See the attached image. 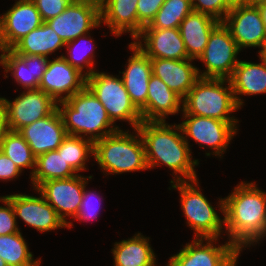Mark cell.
<instances>
[{
  "instance_id": "obj_1",
  "label": "cell",
  "mask_w": 266,
  "mask_h": 266,
  "mask_svg": "<svg viewBox=\"0 0 266 266\" xmlns=\"http://www.w3.org/2000/svg\"><path fill=\"white\" fill-rule=\"evenodd\" d=\"M219 201L229 242L239 251L266 236V192L241 182Z\"/></svg>"
},
{
  "instance_id": "obj_2",
  "label": "cell",
  "mask_w": 266,
  "mask_h": 266,
  "mask_svg": "<svg viewBox=\"0 0 266 266\" xmlns=\"http://www.w3.org/2000/svg\"><path fill=\"white\" fill-rule=\"evenodd\" d=\"M137 130L144 142L149 169L164 164L171 168L175 175L178 173L182 176L181 178L179 175L174 181L197 179L194 166L199 162L192 160L188 140L181 134L179 125H168L165 121H142Z\"/></svg>"
},
{
  "instance_id": "obj_3",
  "label": "cell",
  "mask_w": 266,
  "mask_h": 266,
  "mask_svg": "<svg viewBox=\"0 0 266 266\" xmlns=\"http://www.w3.org/2000/svg\"><path fill=\"white\" fill-rule=\"evenodd\" d=\"M57 108L63 119L68 135L87 137L95 142L119 130L114 127L107 111L94 93L85 86L65 101L58 102ZM62 108H61V107Z\"/></svg>"
},
{
  "instance_id": "obj_4",
  "label": "cell",
  "mask_w": 266,
  "mask_h": 266,
  "mask_svg": "<svg viewBox=\"0 0 266 266\" xmlns=\"http://www.w3.org/2000/svg\"><path fill=\"white\" fill-rule=\"evenodd\" d=\"M134 131L135 136L120 129L94 142V158L103 172L120 174L149 169L143 139L137 129Z\"/></svg>"
},
{
  "instance_id": "obj_5",
  "label": "cell",
  "mask_w": 266,
  "mask_h": 266,
  "mask_svg": "<svg viewBox=\"0 0 266 266\" xmlns=\"http://www.w3.org/2000/svg\"><path fill=\"white\" fill-rule=\"evenodd\" d=\"M182 109L183 114L237 121L230 113L240 108L229 79L200 77L183 99Z\"/></svg>"
},
{
  "instance_id": "obj_6",
  "label": "cell",
  "mask_w": 266,
  "mask_h": 266,
  "mask_svg": "<svg viewBox=\"0 0 266 266\" xmlns=\"http://www.w3.org/2000/svg\"><path fill=\"white\" fill-rule=\"evenodd\" d=\"M170 183H173L172 188L180 191L182 210L189 227L195 230V238L218 239L225 220H221L207 198L197 188L198 180L190 182L171 180Z\"/></svg>"
},
{
  "instance_id": "obj_7",
  "label": "cell",
  "mask_w": 266,
  "mask_h": 266,
  "mask_svg": "<svg viewBox=\"0 0 266 266\" xmlns=\"http://www.w3.org/2000/svg\"><path fill=\"white\" fill-rule=\"evenodd\" d=\"M86 86L104 106L111 121H129L137 129L143 121L140 111L131 102L122 78L103 72H93L86 77Z\"/></svg>"
},
{
  "instance_id": "obj_8",
  "label": "cell",
  "mask_w": 266,
  "mask_h": 266,
  "mask_svg": "<svg viewBox=\"0 0 266 266\" xmlns=\"http://www.w3.org/2000/svg\"><path fill=\"white\" fill-rule=\"evenodd\" d=\"M240 51L229 29L220 22L212 30L204 52L197 58L207 69L199 77L229 79L240 61L236 59Z\"/></svg>"
},
{
  "instance_id": "obj_9",
  "label": "cell",
  "mask_w": 266,
  "mask_h": 266,
  "mask_svg": "<svg viewBox=\"0 0 266 266\" xmlns=\"http://www.w3.org/2000/svg\"><path fill=\"white\" fill-rule=\"evenodd\" d=\"M46 23L65 43L75 40L100 26V0H75L61 14Z\"/></svg>"
},
{
  "instance_id": "obj_10",
  "label": "cell",
  "mask_w": 266,
  "mask_h": 266,
  "mask_svg": "<svg viewBox=\"0 0 266 266\" xmlns=\"http://www.w3.org/2000/svg\"><path fill=\"white\" fill-rule=\"evenodd\" d=\"M208 241L203 244V241ZM217 238H195L179 253L171 256L167 266H236L240 251L230 242L214 246Z\"/></svg>"
},
{
  "instance_id": "obj_11",
  "label": "cell",
  "mask_w": 266,
  "mask_h": 266,
  "mask_svg": "<svg viewBox=\"0 0 266 266\" xmlns=\"http://www.w3.org/2000/svg\"><path fill=\"white\" fill-rule=\"evenodd\" d=\"M187 120L179 124L182 134L194 139L202 148L211 147L214 155L220 156L237 133L238 121H221L215 118L184 114Z\"/></svg>"
},
{
  "instance_id": "obj_12",
  "label": "cell",
  "mask_w": 266,
  "mask_h": 266,
  "mask_svg": "<svg viewBox=\"0 0 266 266\" xmlns=\"http://www.w3.org/2000/svg\"><path fill=\"white\" fill-rule=\"evenodd\" d=\"M87 181V178L78 174L68 179L45 181L35 190L55 209L70 229L73 224L67 222L66 216L76 217Z\"/></svg>"
},
{
  "instance_id": "obj_13",
  "label": "cell",
  "mask_w": 266,
  "mask_h": 266,
  "mask_svg": "<svg viewBox=\"0 0 266 266\" xmlns=\"http://www.w3.org/2000/svg\"><path fill=\"white\" fill-rule=\"evenodd\" d=\"M222 22L240 50L246 47L263 48L266 45V31L256 5H234Z\"/></svg>"
},
{
  "instance_id": "obj_14",
  "label": "cell",
  "mask_w": 266,
  "mask_h": 266,
  "mask_svg": "<svg viewBox=\"0 0 266 266\" xmlns=\"http://www.w3.org/2000/svg\"><path fill=\"white\" fill-rule=\"evenodd\" d=\"M8 130L19 131L48 115L56 108L57 103L43 90L27 89L14 101L5 99Z\"/></svg>"
},
{
  "instance_id": "obj_15",
  "label": "cell",
  "mask_w": 266,
  "mask_h": 266,
  "mask_svg": "<svg viewBox=\"0 0 266 266\" xmlns=\"http://www.w3.org/2000/svg\"><path fill=\"white\" fill-rule=\"evenodd\" d=\"M86 86V76L72 67L62 55L49 60L39 81V89L48 94L57 104L65 101ZM67 93L62 97V94Z\"/></svg>"
},
{
  "instance_id": "obj_16",
  "label": "cell",
  "mask_w": 266,
  "mask_h": 266,
  "mask_svg": "<svg viewBox=\"0 0 266 266\" xmlns=\"http://www.w3.org/2000/svg\"><path fill=\"white\" fill-rule=\"evenodd\" d=\"M28 143L35 157L57 150L68 135L58 108L50 115L18 131Z\"/></svg>"
},
{
  "instance_id": "obj_17",
  "label": "cell",
  "mask_w": 266,
  "mask_h": 266,
  "mask_svg": "<svg viewBox=\"0 0 266 266\" xmlns=\"http://www.w3.org/2000/svg\"><path fill=\"white\" fill-rule=\"evenodd\" d=\"M5 197L12 203L15 216H19L37 231L45 232L67 227V224L42 195L34 197L26 194H14Z\"/></svg>"
},
{
  "instance_id": "obj_18",
  "label": "cell",
  "mask_w": 266,
  "mask_h": 266,
  "mask_svg": "<svg viewBox=\"0 0 266 266\" xmlns=\"http://www.w3.org/2000/svg\"><path fill=\"white\" fill-rule=\"evenodd\" d=\"M144 40V46L140 40ZM134 43L149 57L185 60L191 59L185 49L179 28H143Z\"/></svg>"
},
{
  "instance_id": "obj_19",
  "label": "cell",
  "mask_w": 266,
  "mask_h": 266,
  "mask_svg": "<svg viewBox=\"0 0 266 266\" xmlns=\"http://www.w3.org/2000/svg\"><path fill=\"white\" fill-rule=\"evenodd\" d=\"M133 55L128 59V65L122 72V80L131 102L140 111L147 102L148 82L152 75V63L134 42L129 45Z\"/></svg>"
},
{
  "instance_id": "obj_20",
  "label": "cell",
  "mask_w": 266,
  "mask_h": 266,
  "mask_svg": "<svg viewBox=\"0 0 266 266\" xmlns=\"http://www.w3.org/2000/svg\"><path fill=\"white\" fill-rule=\"evenodd\" d=\"M5 44L11 49L20 39L42 25L43 20L32 0H18L1 16Z\"/></svg>"
},
{
  "instance_id": "obj_21",
  "label": "cell",
  "mask_w": 266,
  "mask_h": 266,
  "mask_svg": "<svg viewBox=\"0 0 266 266\" xmlns=\"http://www.w3.org/2000/svg\"><path fill=\"white\" fill-rule=\"evenodd\" d=\"M192 60L194 59L151 58L152 74L159 77L173 92L184 99L200 78V70L190 63Z\"/></svg>"
},
{
  "instance_id": "obj_22",
  "label": "cell",
  "mask_w": 266,
  "mask_h": 266,
  "mask_svg": "<svg viewBox=\"0 0 266 266\" xmlns=\"http://www.w3.org/2000/svg\"><path fill=\"white\" fill-rule=\"evenodd\" d=\"M180 104H183V99L152 74L148 82L147 102L140 114L143 121H165L167 115L180 111Z\"/></svg>"
},
{
  "instance_id": "obj_23",
  "label": "cell",
  "mask_w": 266,
  "mask_h": 266,
  "mask_svg": "<svg viewBox=\"0 0 266 266\" xmlns=\"http://www.w3.org/2000/svg\"><path fill=\"white\" fill-rule=\"evenodd\" d=\"M137 4L138 0H100L101 23L116 37L128 31L135 40L138 36Z\"/></svg>"
},
{
  "instance_id": "obj_24",
  "label": "cell",
  "mask_w": 266,
  "mask_h": 266,
  "mask_svg": "<svg viewBox=\"0 0 266 266\" xmlns=\"http://www.w3.org/2000/svg\"><path fill=\"white\" fill-rule=\"evenodd\" d=\"M48 58L44 56L18 55L9 49L0 63L8 73L14 76L17 83L22 84L24 89H37L44 71L46 70Z\"/></svg>"
},
{
  "instance_id": "obj_25",
  "label": "cell",
  "mask_w": 266,
  "mask_h": 266,
  "mask_svg": "<svg viewBox=\"0 0 266 266\" xmlns=\"http://www.w3.org/2000/svg\"><path fill=\"white\" fill-rule=\"evenodd\" d=\"M220 23L210 15L192 11L181 22L179 30L188 56L197 59L208 43L212 30Z\"/></svg>"
},
{
  "instance_id": "obj_26",
  "label": "cell",
  "mask_w": 266,
  "mask_h": 266,
  "mask_svg": "<svg viewBox=\"0 0 266 266\" xmlns=\"http://www.w3.org/2000/svg\"><path fill=\"white\" fill-rule=\"evenodd\" d=\"M239 61L229 78L234 97L239 108L243 102L237 95H256L266 93V64Z\"/></svg>"
},
{
  "instance_id": "obj_27",
  "label": "cell",
  "mask_w": 266,
  "mask_h": 266,
  "mask_svg": "<svg viewBox=\"0 0 266 266\" xmlns=\"http://www.w3.org/2000/svg\"><path fill=\"white\" fill-rule=\"evenodd\" d=\"M66 43L46 22L20 39L11 50L18 55L44 56L48 58Z\"/></svg>"
},
{
  "instance_id": "obj_28",
  "label": "cell",
  "mask_w": 266,
  "mask_h": 266,
  "mask_svg": "<svg viewBox=\"0 0 266 266\" xmlns=\"http://www.w3.org/2000/svg\"><path fill=\"white\" fill-rule=\"evenodd\" d=\"M114 266H152L156 258L149 244V238L136 234L130 239L115 242Z\"/></svg>"
},
{
  "instance_id": "obj_29",
  "label": "cell",
  "mask_w": 266,
  "mask_h": 266,
  "mask_svg": "<svg viewBox=\"0 0 266 266\" xmlns=\"http://www.w3.org/2000/svg\"><path fill=\"white\" fill-rule=\"evenodd\" d=\"M76 171L68 164L62 151H49L36 157L35 169L31 176L36 189L41 183L51 179H68L76 175Z\"/></svg>"
},
{
  "instance_id": "obj_30",
  "label": "cell",
  "mask_w": 266,
  "mask_h": 266,
  "mask_svg": "<svg viewBox=\"0 0 266 266\" xmlns=\"http://www.w3.org/2000/svg\"><path fill=\"white\" fill-rule=\"evenodd\" d=\"M0 257L7 266H40L41 262L33 259L21 232L0 235Z\"/></svg>"
},
{
  "instance_id": "obj_31",
  "label": "cell",
  "mask_w": 266,
  "mask_h": 266,
  "mask_svg": "<svg viewBox=\"0 0 266 266\" xmlns=\"http://www.w3.org/2000/svg\"><path fill=\"white\" fill-rule=\"evenodd\" d=\"M0 151L8 156L21 171L24 168H31L32 176L35 169L36 157L18 131L7 130L3 134L0 140Z\"/></svg>"
},
{
  "instance_id": "obj_32",
  "label": "cell",
  "mask_w": 266,
  "mask_h": 266,
  "mask_svg": "<svg viewBox=\"0 0 266 266\" xmlns=\"http://www.w3.org/2000/svg\"><path fill=\"white\" fill-rule=\"evenodd\" d=\"M192 11L191 0H165L155 18L143 28H179L181 22Z\"/></svg>"
},
{
  "instance_id": "obj_33",
  "label": "cell",
  "mask_w": 266,
  "mask_h": 266,
  "mask_svg": "<svg viewBox=\"0 0 266 266\" xmlns=\"http://www.w3.org/2000/svg\"><path fill=\"white\" fill-rule=\"evenodd\" d=\"M57 151H62V155L68 164L78 173L87 170L86 160L94 155V142L85 137L67 135Z\"/></svg>"
},
{
  "instance_id": "obj_34",
  "label": "cell",
  "mask_w": 266,
  "mask_h": 266,
  "mask_svg": "<svg viewBox=\"0 0 266 266\" xmlns=\"http://www.w3.org/2000/svg\"><path fill=\"white\" fill-rule=\"evenodd\" d=\"M87 39V40H86ZM82 40V41H80ZM87 41L91 42L92 43V39L91 38H87L86 34L85 35H82V36H79L78 38H76L75 40H72V41H69L66 43V48L68 49V55L67 57L63 56L62 57L72 66V67H75L76 69H78L81 73H83V68L86 66V68L88 67L89 71L87 70V72L84 73V75L87 77L89 75H91L93 72H95V70H93V64H94V61H92V59L94 58V50L95 47H91V49L89 47L87 48H84L83 50H80L82 49L81 48V45L83 43L86 42L87 44ZM81 45H80V43ZM75 45V46H74ZM80 45V47H79ZM89 45V44H88ZM74 46V47H73ZM72 47H73V50H76L74 49L75 47L76 48H79L77 52H79L78 54L74 53V51L72 50ZM87 49V50H86ZM88 51V52H87ZM82 52V53H81ZM84 52V53H83ZM80 55V56H79ZM91 66V68H90Z\"/></svg>"
},
{
  "instance_id": "obj_35",
  "label": "cell",
  "mask_w": 266,
  "mask_h": 266,
  "mask_svg": "<svg viewBox=\"0 0 266 266\" xmlns=\"http://www.w3.org/2000/svg\"><path fill=\"white\" fill-rule=\"evenodd\" d=\"M193 11L212 16L222 22L233 5L229 0H191Z\"/></svg>"
},
{
  "instance_id": "obj_36",
  "label": "cell",
  "mask_w": 266,
  "mask_h": 266,
  "mask_svg": "<svg viewBox=\"0 0 266 266\" xmlns=\"http://www.w3.org/2000/svg\"><path fill=\"white\" fill-rule=\"evenodd\" d=\"M164 2L165 0H138V35L141 33L143 27L149 25L155 18Z\"/></svg>"
},
{
  "instance_id": "obj_37",
  "label": "cell",
  "mask_w": 266,
  "mask_h": 266,
  "mask_svg": "<svg viewBox=\"0 0 266 266\" xmlns=\"http://www.w3.org/2000/svg\"><path fill=\"white\" fill-rule=\"evenodd\" d=\"M5 206H0V235H10L20 232L12 203L5 197H0Z\"/></svg>"
},
{
  "instance_id": "obj_38",
  "label": "cell",
  "mask_w": 266,
  "mask_h": 266,
  "mask_svg": "<svg viewBox=\"0 0 266 266\" xmlns=\"http://www.w3.org/2000/svg\"><path fill=\"white\" fill-rule=\"evenodd\" d=\"M39 11L43 22L61 14L75 0H32Z\"/></svg>"
},
{
  "instance_id": "obj_39",
  "label": "cell",
  "mask_w": 266,
  "mask_h": 266,
  "mask_svg": "<svg viewBox=\"0 0 266 266\" xmlns=\"http://www.w3.org/2000/svg\"><path fill=\"white\" fill-rule=\"evenodd\" d=\"M85 189L86 188H84V192L82 195V201L80 204L79 211L75 217V219H77L78 221H80V220H83V221L94 220L96 217H98V211L100 209V208L97 209L95 207L96 204H98V203H96V204L93 203V201H94L93 198L98 197L99 198L98 201H100L101 198L99 196H97L98 194H96L95 192L85 191ZM100 205H101V203H99V206Z\"/></svg>"
},
{
  "instance_id": "obj_40",
  "label": "cell",
  "mask_w": 266,
  "mask_h": 266,
  "mask_svg": "<svg viewBox=\"0 0 266 266\" xmlns=\"http://www.w3.org/2000/svg\"><path fill=\"white\" fill-rule=\"evenodd\" d=\"M22 171L16 166V164L0 151V179L1 180H13L19 176Z\"/></svg>"
},
{
  "instance_id": "obj_41",
  "label": "cell",
  "mask_w": 266,
  "mask_h": 266,
  "mask_svg": "<svg viewBox=\"0 0 266 266\" xmlns=\"http://www.w3.org/2000/svg\"><path fill=\"white\" fill-rule=\"evenodd\" d=\"M8 130L6 103L4 98L0 97V140L3 134Z\"/></svg>"
},
{
  "instance_id": "obj_42",
  "label": "cell",
  "mask_w": 266,
  "mask_h": 266,
  "mask_svg": "<svg viewBox=\"0 0 266 266\" xmlns=\"http://www.w3.org/2000/svg\"><path fill=\"white\" fill-rule=\"evenodd\" d=\"M8 47L7 45L5 44V41H4V37H3V29H2V19H1V16H0V51L2 52V54L0 55V63L3 59V56L5 55V53L8 51Z\"/></svg>"
},
{
  "instance_id": "obj_43",
  "label": "cell",
  "mask_w": 266,
  "mask_h": 266,
  "mask_svg": "<svg viewBox=\"0 0 266 266\" xmlns=\"http://www.w3.org/2000/svg\"><path fill=\"white\" fill-rule=\"evenodd\" d=\"M256 6L260 11V14H261V17L264 23L265 31H266V2L257 4Z\"/></svg>"
},
{
  "instance_id": "obj_44",
  "label": "cell",
  "mask_w": 266,
  "mask_h": 266,
  "mask_svg": "<svg viewBox=\"0 0 266 266\" xmlns=\"http://www.w3.org/2000/svg\"><path fill=\"white\" fill-rule=\"evenodd\" d=\"M259 57L266 64V45L259 51Z\"/></svg>"
},
{
  "instance_id": "obj_45",
  "label": "cell",
  "mask_w": 266,
  "mask_h": 266,
  "mask_svg": "<svg viewBox=\"0 0 266 266\" xmlns=\"http://www.w3.org/2000/svg\"><path fill=\"white\" fill-rule=\"evenodd\" d=\"M229 2L234 5H243V4H249V0H229Z\"/></svg>"
},
{
  "instance_id": "obj_46",
  "label": "cell",
  "mask_w": 266,
  "mask_h": 266,
  "mask_svg": "<svg viewBox=\"0 0 266 266\" xmlns=\"http://www.w3.org/2000/svg\"><path fill=\"white\" fill-rule=\"evenodd\" d=\"M266 2V0H249V5H257Z\"/></svg>"
},
{
  "instance_id": "obj_47",
  "label": "cell",
  "mask_w": 266,
  "mask_h": 266,
  "mask_svg": "<svg viewBox=\"0 0 266 266\" xmlns=\"http://www.w3.org/2000/svg\"><path fill=\"white\" fill-rule=\"evenodd\" d=\"M0 266H7L6 262L0 257Z\"/></svg>"
}]
</instances>
